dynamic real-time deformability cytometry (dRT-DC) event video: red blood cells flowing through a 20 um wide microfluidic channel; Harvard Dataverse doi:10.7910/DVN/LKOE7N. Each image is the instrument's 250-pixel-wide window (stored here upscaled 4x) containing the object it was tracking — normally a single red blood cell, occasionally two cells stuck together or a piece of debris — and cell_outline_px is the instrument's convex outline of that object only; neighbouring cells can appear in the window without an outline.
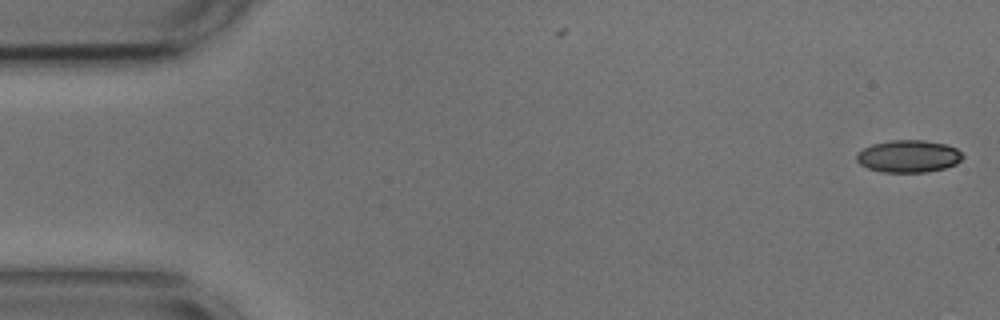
{"species": "common noctule bat (a hibernating species)", "species_latin": "Nyctalus noctula", "temperature_condition": "cold", "stored_images_in_passage": 2, "camera_frame_rate_fps": 3000, "um_per_image_px": 0.085, "animal": {"sex": "male", "body_mass_g": 17.9, "forearm_length_mm": 54.2}, "frame": {"image": 1, "passage_image": 2, "time_ms": 0.333, "image_size_px": [1000, 320], "cell_outline_px": [[964, 156], [956, 164], [944, 168], [928, 172], [880, 172], [868, 168], [860, 164], [856, 160], [856, 156], [864, 148], [872, 144], [892, 140], [924, 140], [948, 144], [956, 148]], "centroid_in_image_um": [77.24, 13.28], "position_along_channel_um": 7.8, "area_um2": 20.0}}